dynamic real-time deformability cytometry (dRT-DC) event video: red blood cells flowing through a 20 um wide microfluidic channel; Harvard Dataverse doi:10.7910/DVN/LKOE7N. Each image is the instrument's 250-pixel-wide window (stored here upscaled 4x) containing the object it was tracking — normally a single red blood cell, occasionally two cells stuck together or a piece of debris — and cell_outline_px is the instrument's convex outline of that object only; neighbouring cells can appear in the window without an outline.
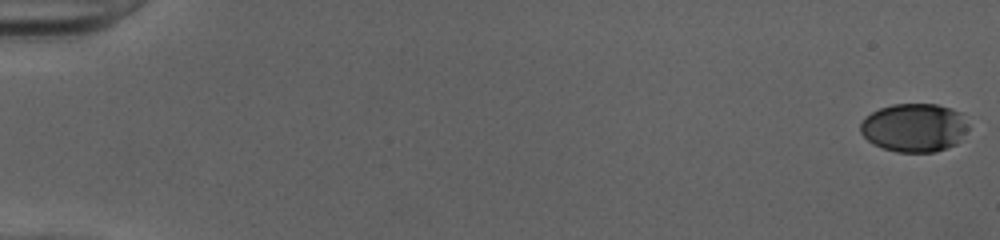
{"species": "human", "species_latin": "Homo sapiens", "temperature_condition": "cold", "stored_images_in_passage": 52, "camera_frame_rate_fps": 3000, "um_per_image_px": 0.085, "donor": {"sex": "female"}, "frame": {"image": 1, "passage_image": 1, "time_ms": 0.0, "image_size_px": [1000, 240], "cell_outline_px": [[968, 128], [956, 144], [936, 152], [896, 152], [872, 144], [860, 132], [860, 124], [872, 112], [880, 108], [892, 104], [936, 104], [952, 108], [960, 112], [968, 124]], "centroid_in_image_um": [77.72, 10.85], "position_along_channel_um": 7.3, "area_um2": 30.46}}
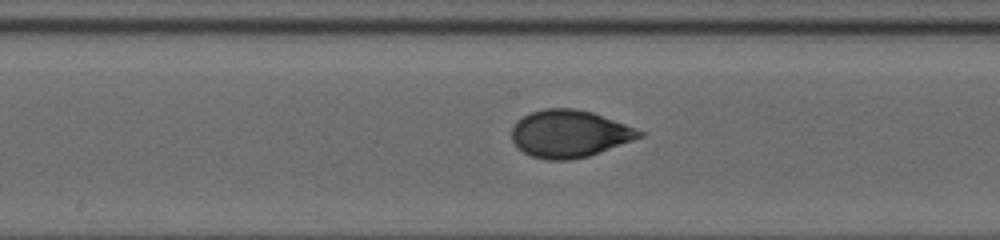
{"frame": {"image": 2, "passage_image": 29, "time_ms": 9.333, "image_size_px": [1000, 240], "cell_outline_px": [[644, 136], [588, 156], [568, 160], [548, 160], [532, 156], [524, 152], [512, 140], [512, 128], [516, 120], [532, 112], [544, 108], [576, 108], [592, 112], [624, 124], [644, 132]], "centroid_in_image_um": [48.38, 11.36], "position_along_channel_um": 199.8, "area_um2": 34.85}}
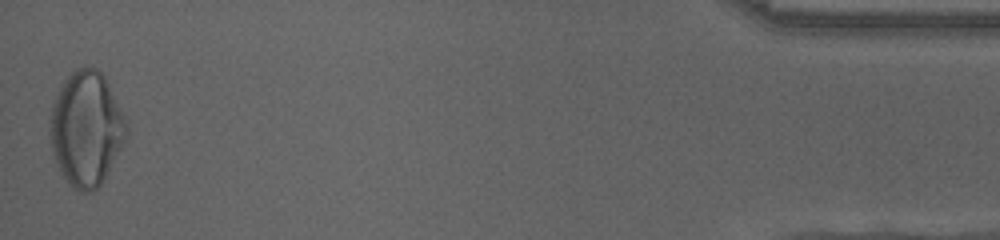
{"frame": {"image": 3, "passage_image": 52, "time_ms": 17.0, "image_size_px": [1000, 240], "cell_outline_px": [[128, 136], [104, 180], [92, 192], [80, 192], [72, 188], [60, 172], [52, 148], [52, 104], [60, 84], [76, 68], [84, 64], [96, 68], [104, 76], [124, 116], [128, 128]], "centroid_in_image_um": [7.36, 10.93], "position_along_channel_um": 427.8, "area_um2": 50.69}, "authors_computed_cell_mechanics": {"area_um2": 34.6511, "velocity_mm_per_s": 4.0427, "shape_relaxation_time_tau1_ms": 4.8971, "shape_relaxation_time_tau2_ms": null, "deformation_change_tau1": 0.1903, "deformation_change_tau2": null}}